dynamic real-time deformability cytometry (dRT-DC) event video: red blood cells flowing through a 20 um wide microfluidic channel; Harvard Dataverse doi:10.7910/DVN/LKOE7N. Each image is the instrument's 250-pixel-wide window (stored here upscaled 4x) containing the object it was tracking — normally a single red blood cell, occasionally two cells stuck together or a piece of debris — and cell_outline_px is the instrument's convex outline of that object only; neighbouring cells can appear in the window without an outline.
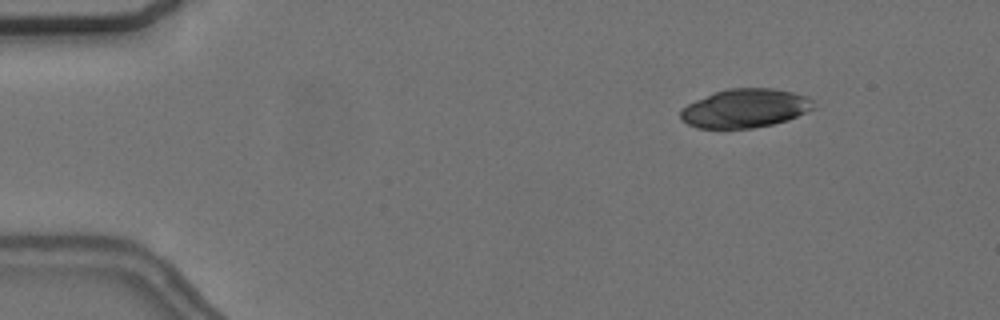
{"species": "common noctule bat (a hibernating species)", "species_latin": "Nyctalus noctula", "temperature_condition": "cold", "stored_images_in_passage": 4, "camera_frame_rate_fps": 3000, "um_per_image_px": 0.085, "animal": {"sex": "female", "body_mass_g": 24.6, "forearm_length_mm": 56.2}, "frame": {"image": 1, "passage_image": 2, "time_ms": 1.333, "image_size_px": [1000, 320], "cell_outline_px": [[816, 108], [788, 120], [772, 124], [752, 128], [696, 128], [680, 120], [680, 112], [688, 104], [696, 100], [716, 92], [728, 88], [772, 88], [792, 92], [804, 96], [812, 100]], "centroid_in_image_um": [63.34, 9.21], "position_along_channel_um": 21.7, "area_um2": 29.88}}